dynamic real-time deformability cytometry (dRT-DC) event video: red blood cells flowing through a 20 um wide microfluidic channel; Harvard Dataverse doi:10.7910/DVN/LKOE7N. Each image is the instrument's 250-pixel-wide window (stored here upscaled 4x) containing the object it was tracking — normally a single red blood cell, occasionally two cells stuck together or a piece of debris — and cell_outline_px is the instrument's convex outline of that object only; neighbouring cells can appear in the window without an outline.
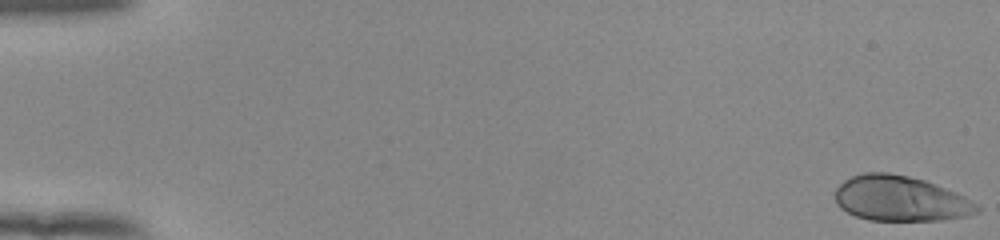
{"species": "human", "species_latin": "Homo sapiens", "temperature_condition": "room temperature", "stored_images_in_passage": 54, "camera_frame_rate_fps": 3000, "um_per_image_px": 0.085, "donor": {"sex": "female"}, "frame": {"image": 1, "passage_image": 1, "time_ms": 0.0, "image_size_px": [1000, 240], "cell_outline_px": [[980, 208], [976, 212], [968, 216], [940, 220], [868, 220], [856, 216], [840, 208], [836, 204], [836, 188], [844, 180], [852, 176], [864, 172], [888, 172], [908, 176], [924, 180], [956, 192], [964, 196], [976, 204]], "centroid_in_image_um": [76.51, 16.88], "position_along_channel_um": 8.5, "area_um2": 37.28}}
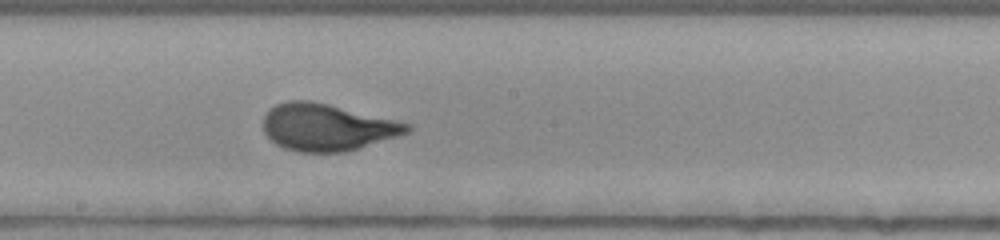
{"frame": {"image": 2, "passage_image": 31, "time_ms": 10.0, "image_size_px": [1000, 240], "cell_outline_px": [[412, 128], [408, 132], [396, 136], [344, 152], [300, 152], [284, 148], [276, 144], [264, 132], [264, 116], [268, 108], [276, 104], [288, 100], [308, 100], [328, 104], [412, 124]], "centroid_in_image_um": [27.75, 10.8], "position_along_channel_um": 220.4, "area_um2": 38.96}}
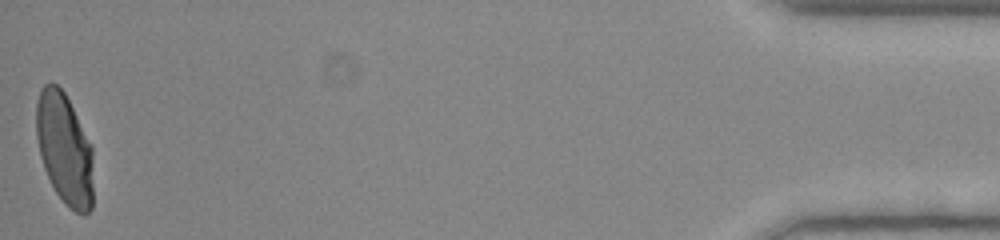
{"frame": {"image": 3, "passage_image": 54, "time_ms": 17.667, "image_size_px": [1000, 240], "cell_outline_px": [[92, 208], [84, 216], [76, 212], [56, 192], [44, 168], [40, 156], [36, 136], [36, 104], [40, 88], [44, 84], [56, 84], [64, 92], [92, 144]], "centroid_in_image_um": [5.48, 12.62], "position_along_channel_um": 429.7, "area_um2": 36.82}, "authors_computed_cell_mechanics": {"area_um2": 37.9168, "velocity_mm_per_s": 3.8723, "shape_relaxation_time_tau1_ms": 4.0428, "shape_relaxation_time_tau2_ms": null, "deformation_change_tau1": 0.2043, "deformation_change_tau2": null}}